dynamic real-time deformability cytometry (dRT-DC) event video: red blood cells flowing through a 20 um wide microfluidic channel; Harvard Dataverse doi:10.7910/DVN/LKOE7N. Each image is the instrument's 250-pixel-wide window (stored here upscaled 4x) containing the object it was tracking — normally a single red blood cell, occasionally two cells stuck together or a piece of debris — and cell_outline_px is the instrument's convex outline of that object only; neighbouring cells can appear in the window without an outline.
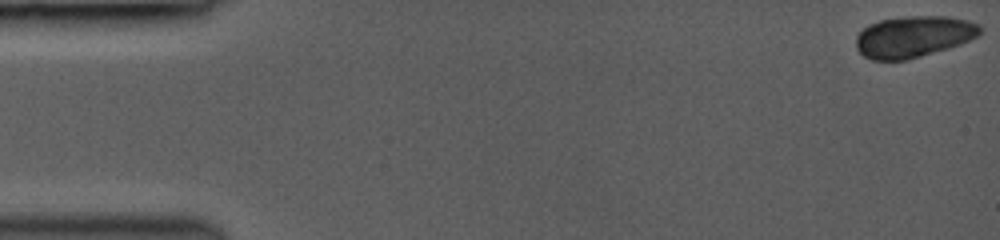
{"species": "common noctule bat (a hibernating species)", "species_latin": "Nyctalus noctula", "temperature_condition": "room temperature", "stored_images_in_passage": 14, "camera_frame_rate_fps": 3000, "um_per_image_px": 0.085, "animal": {"sex": "female", "body_mass_g": 19.0, "forearm_length_mm": 53.3}, "frame": {"image": 1, "passage_image": 1, "time_ms": 0.0, "image_size_px": [1000, 240], "cell_outline_px": [[980, 32], [976, 36], [960, 44], [948, 48], [908, 60], [872, 60], [864, 56], [856, 48], [856, 36], [868, 24], [880, 20], [908, 16], [948, 16], [968, 20], [980, 24]], "centroid_in_image_um": [77.63, 3.11], "position_along_channel_um": 7.4, "area_um2": 29.88}}
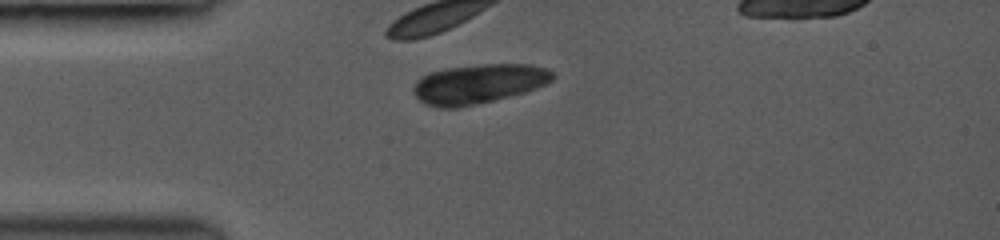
{"frame": {"image": 2, "passage_image": 12, "time_ms": 4.0, "image_size_px": [1000, 240], "cell_outline_px": [[556, 76], [552, 80], [536, 88], [524, 92], [460, 108], [440, 108], [424, 104], [416, 96], [412, 88], [416, 80], [420, 76], [428, 72], [448, 68], [480, 64], [528, 64], [544, 68], [552, 72]], "centroid_in_image_um": [40.62, 7.12], "position_along_channel_um": 44.4, "area_um2": 31.96}}